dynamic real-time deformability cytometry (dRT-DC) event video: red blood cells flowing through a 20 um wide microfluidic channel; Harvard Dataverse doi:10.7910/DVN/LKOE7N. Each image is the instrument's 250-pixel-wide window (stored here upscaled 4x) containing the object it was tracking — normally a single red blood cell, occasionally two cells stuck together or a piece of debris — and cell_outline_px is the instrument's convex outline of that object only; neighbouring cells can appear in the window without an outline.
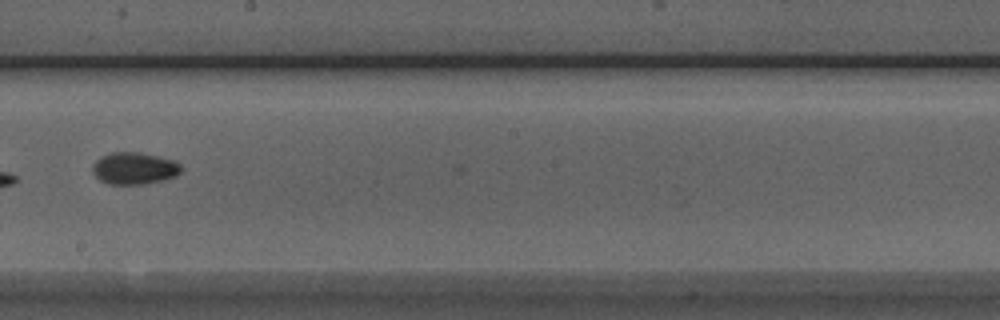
{"species": "Egyptian fruit bat (a non-hibernating species)", "species_latin": "Rousettus aegyptiacus", "temperature_condition": "room temperature", "stored_images_in_passage": 8, "camera_frame_rate_fps": 3000, "um_per_image_px": 0.085, "animal": {"sex": "male"}, "frame": {"image": 1, "passage_image": 7, "time_ms": 8.0, "image_size_px": [1000, 320], "cell_outline_px": [[180, 172], [176, 176], [144, 184], [108, 184], [100, 180], [92, 172], [92, 164], [100, 156], [112, 152], [140, 152], [172, 160], [180, 164]], "centroid_in_image_um": [11.36, 14.3], "position_along_channel_um": 236.8, "area_um2": 16.42}}
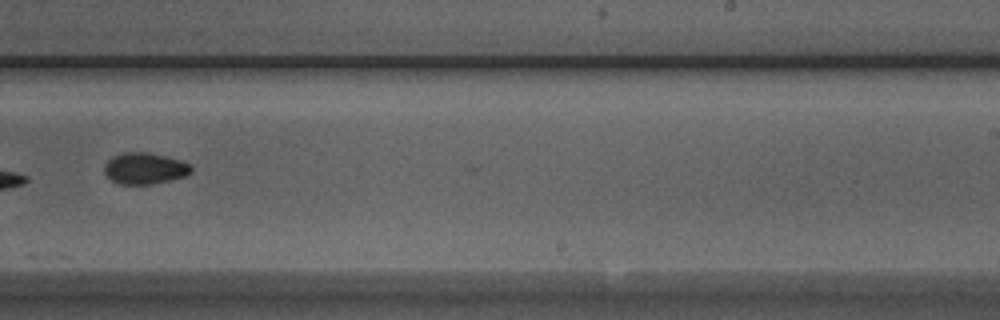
{"frame": {"image": 2, "passage_image": 8, "time_ms": 9.0, "image_size_px": [1000, 320], "cell_outline_px": [[192, 172], [184, 176], [152, 184], [120, 184], [112, 180], [104, 172], [104, 164], [112, 156], [124, 152], [148, 152], [180, 160], [188, 164], [192, 168]], "centroid_in_image_um": [12.27, 14.3], "position_along_channel_um": 276.7, "area_um2": 15.72}}